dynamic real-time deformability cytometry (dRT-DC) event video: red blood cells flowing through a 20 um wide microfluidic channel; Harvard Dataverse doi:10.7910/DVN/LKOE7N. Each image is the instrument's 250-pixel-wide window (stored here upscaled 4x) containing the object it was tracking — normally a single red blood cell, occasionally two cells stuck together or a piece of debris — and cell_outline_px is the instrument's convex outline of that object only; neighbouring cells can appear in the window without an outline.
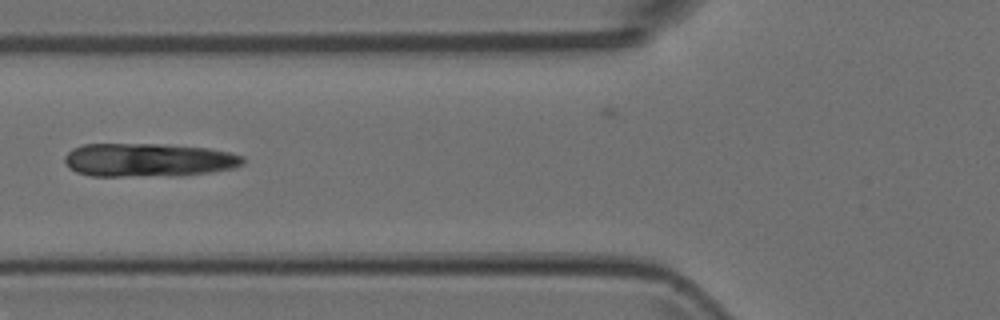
{"species": "Egyptian fruit bat (a non-hibernating species)", "species_latin": "Rousettus aegyptiacus", "temperature_condition": "room temperature", "stored_images_in_passage": 6, "camera_frame_rate_fps": 3000, "um_per_image_px": 0.085, "animal": {"sex": "female"}, "frame": {"image": 1, "passage_image": 5, "time_ms": 1.333, "image_size_px": [1000, 320], "cell_outline_px": [[244, 164], [232, 168], [208, 172], [172, 176], [92, 176], [76, 172], [68, 168], [64, 164], [64, 156], [72, 148], [84, 144], [160, 144], [208, 148], [228, 152], [244, 156]], "centroid_in_image_um": [12.56, 13.6], "position_along_channel_um": 113.2, "area_um2": 34.97}}